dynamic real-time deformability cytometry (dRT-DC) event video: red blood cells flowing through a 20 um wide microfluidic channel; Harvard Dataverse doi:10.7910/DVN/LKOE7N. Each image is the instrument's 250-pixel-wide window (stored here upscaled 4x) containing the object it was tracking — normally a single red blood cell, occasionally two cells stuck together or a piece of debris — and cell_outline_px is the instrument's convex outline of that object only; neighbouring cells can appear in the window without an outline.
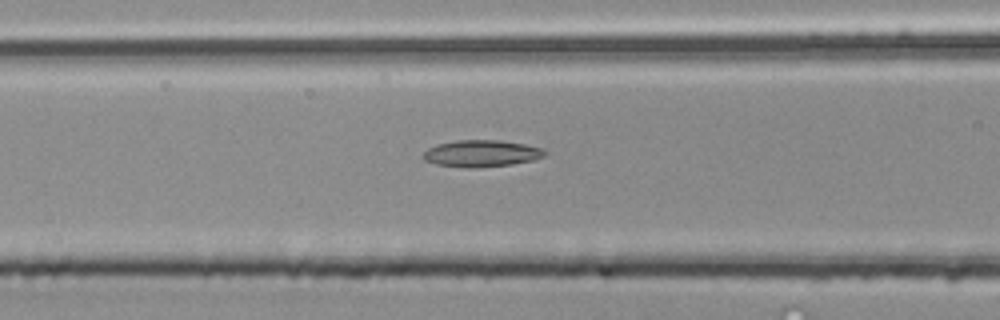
{"species": "common noctule bat (a hibernating species)", "species_latin": "Nyctalus noctula", "temperature_condition": "room temperature", "stored_images_in_passage": 32, "camera_frame_rate_fps": 3000, "um_per_image_px": 0.085, "animal": {"sex": "male", "body_mass_g": 20.4}, "frame": {"image": 1, "passage_image": 7, "time_ms": 2.0, "image_size_px": [1000, 320], "cell_outline_px": [[544, 156], [532, 160], [512, 164], [476, 168], [464, 168], [436, 164], [424, 160], [424, 152], [428, 148], [436, 144], [456, 140], [500, 140], [524, 144], [540, 148], [544, 152]], "centroid_in_image_um": [40.87, 13.04], "position_along_channel_um": 125.7, "area_um2": 18.84}}
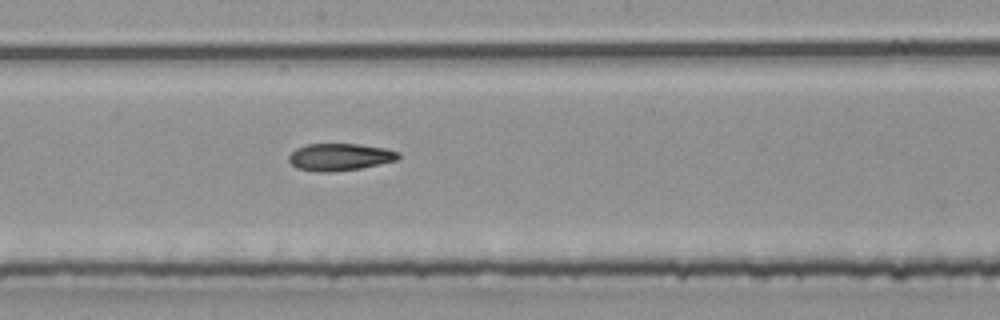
{"frame": {"image": 2, "passage_image": 14, "time_ms": 4.333, "image_size_px": [1000, 320], "cell_outline_px": [[400, 156], [396, 160], [380, 164], [360, 168], [328, 172], [320, 172], [296, 168], [288, 160], [288, 156], [296, 148], [308, 144], [360, 144], [384, 148], [400, 152]], "centroid_in_image_um": [28.88, 13.34], "position_along_channel_um": 219.3, "area_um2": 17.28}}
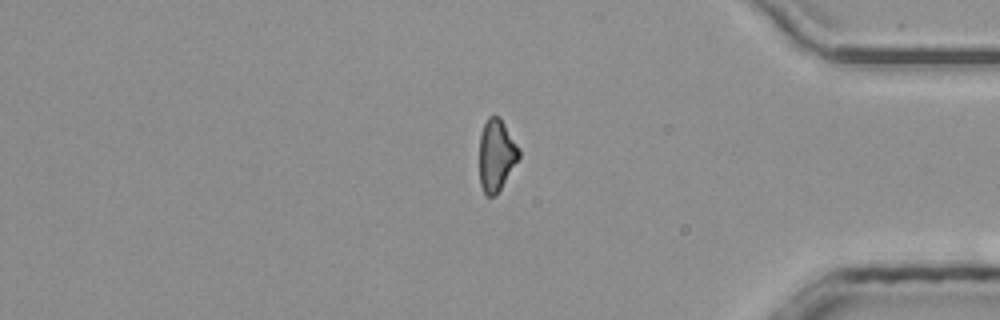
{"frame": {"image": 3, "passage_image": 29, "time_ms": 9.333, "image_size_px": [1000, 320], "cell_outline_px": [[520, 156], [496, 196], [488, 196], [484, 192], [480, 184], [480, 136], [484, 124], [488, 116], [500, 116], [520, 148]], "centroid_in_image_um": [42.2, 13.17], "position_along_channel_um": 393.0, "area_um2": 16.53}}